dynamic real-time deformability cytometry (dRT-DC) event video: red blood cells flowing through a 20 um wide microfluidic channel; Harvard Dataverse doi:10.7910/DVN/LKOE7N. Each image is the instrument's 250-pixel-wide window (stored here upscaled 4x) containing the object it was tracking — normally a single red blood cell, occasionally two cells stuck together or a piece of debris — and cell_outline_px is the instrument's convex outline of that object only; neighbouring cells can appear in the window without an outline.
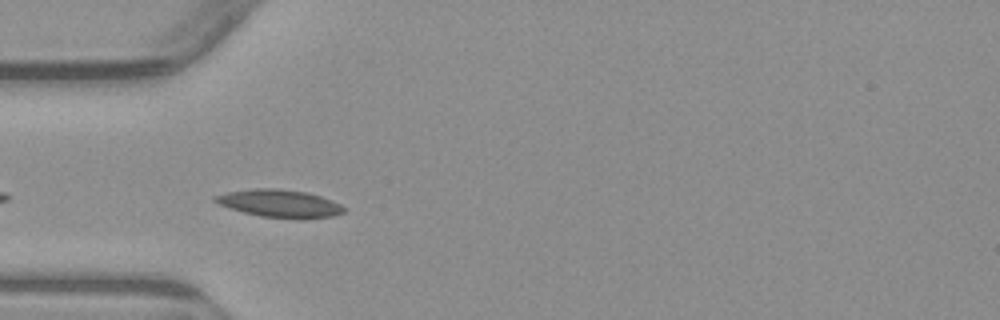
{"species": "common noctule bat (a hibernating species)", "species_latin": "Nyctalus noctula", "temperature_condition": "warm", "stored_images_in_passage": 3, "camera_frame_rate_fps": 3000, "um_per_image_px": 0.085, "animal": {"sex": "male", "body_mass_g": 23.1, "forearm_length_mm": 52.7}, "frame": {"image": 1, "passage_image": 2, "time_ms": 1.333, "image_size_px": [1000, 320], "cell_outline_px": [[348, 208], [344, 212], [332, 216], [304, 220], [300, 220], [260, 216], [228, 208], [212, 200], [212, 196], [228, 192], [256, 188], [276, 188], [308, 192], [332, 200]], "centroid_in_image_um": [23.81, 17.31], "position_along_channel_um": 61.2, "area_um2": 21.15}}
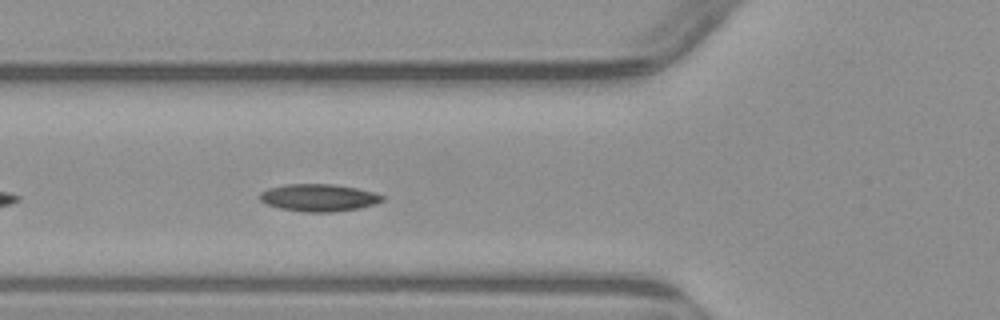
{"frame": {"image": 2, "passage_image": 3, "time_ms": 2.333, "image_size_px": [1000, 320], "cell_outline_px": [[384, 200], [376, 204], [356, 208], [332, 212], [304, 212], [280, 208], [264, 204], [260, 200], [260, 192], [268, 188], [284, 184], [332, 184], [356, 188], [372, 192], [384, 196]], "centroid_in_image_um": [27.05, 16.8], "position_along_channel_um": 98.8, "area_um2": 19.48}}